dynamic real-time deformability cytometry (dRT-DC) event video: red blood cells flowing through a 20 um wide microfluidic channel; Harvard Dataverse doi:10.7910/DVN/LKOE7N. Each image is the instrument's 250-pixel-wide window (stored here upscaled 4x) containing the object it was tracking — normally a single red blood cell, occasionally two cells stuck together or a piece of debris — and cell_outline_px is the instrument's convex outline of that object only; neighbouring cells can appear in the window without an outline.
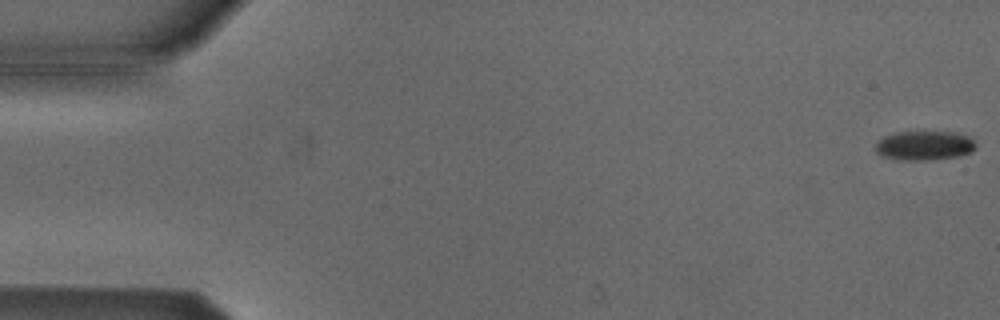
{"species": "Egyptian fruit bat (a non-hibernating species)", "species_latin": "Rousettus aegyptiacus", "temperature_condition": "cold", "stored_images_in_passage": 3, "camera_frame_rate_fps": 3000, "um_per_image_px": 0.085, "animal": {"sex": "male"}, "frame": {"image": 1, "passage_image": 1, "time_ms": 0.0, "image_size_px": [1000, 320], "cell_outline_px": [[976, 148], [972, 152], [960, 156], [924, 160], [908, 160], [884, 156], [876, 152], [876, 144], [884, 136], [896, 132], [956, 132], [968, 136], [976, 144]], "centroid_in_image_um": [78.62, 12.36], "position_along_channel_um": 6.4, "area_um2": 16.94}}